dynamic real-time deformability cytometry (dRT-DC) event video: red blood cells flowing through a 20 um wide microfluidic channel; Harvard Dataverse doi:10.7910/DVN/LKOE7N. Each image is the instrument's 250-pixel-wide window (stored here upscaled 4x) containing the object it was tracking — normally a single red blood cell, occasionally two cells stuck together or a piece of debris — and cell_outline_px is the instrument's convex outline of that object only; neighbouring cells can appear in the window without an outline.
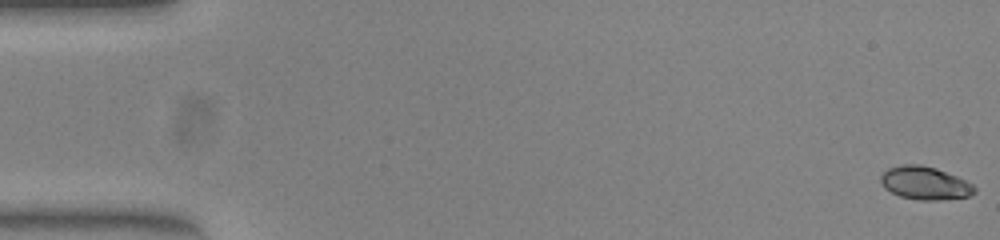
{"species": "common noctule bat (a hibernating species)", "species_latin": "Nyctalus noctula", "temperature_condition": "warm", "stored_images_in_passage": 53, "camera_frame_rate_fps": 3000, "um_per_image_px": 0.085, "animal": {"sex": "female", "body_mass_g": 23.0, "forearm_length_mm": 53.4}, "frame": {"image": 1, "passage_image": 1, "time_ms": 0.0, "image_size_px": [1000, 240], "cell_outline_px": [[976, 192], [972, 196], [940, 200], [920, 200], [900, 196], [884, 188], [880, 180], [880, 176], [888, 168], [904, 164], [920, 164], [936, 168], [956, 176], [972, 184], [976, 188]], "centroid_in_image_um": [78.63, 15.56], "position_along_channel_um": 6.4, "area_um2": 18.09}}
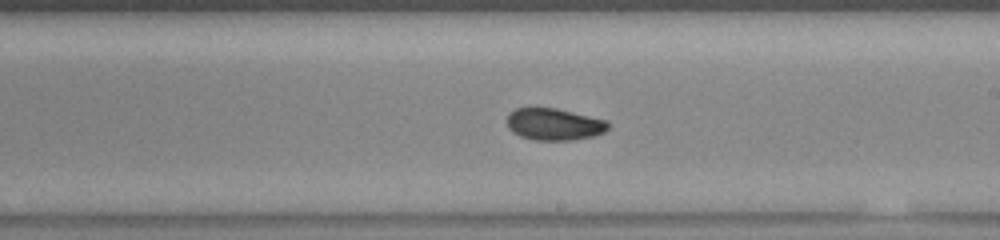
{"frame": {"image": 2, "passage_image": 31, "time_ms": 10.0, "image_size_px": [1000, 240], "cell_outline_px": [[608, 128], [604, 132], [596, 136], [572, 140], [536, 140], [520, 136], [512, 132], [508, 128], [508, 112], [516, 108], [556, 108], [608, 120]], "centroid_in_image_um": [47.11, 10.56], "position_along_channel_um": 241.9, "area_um2": 18.9}}
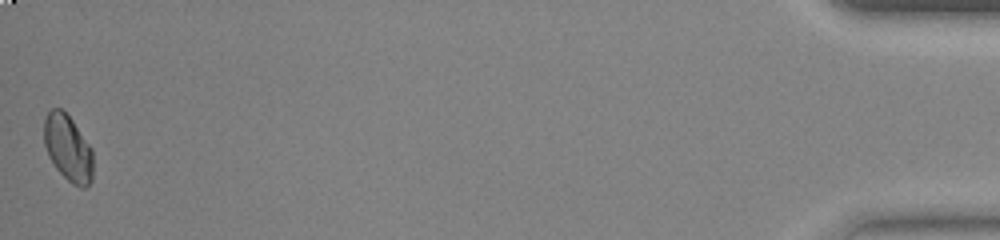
{"frame": {"image": 3, "passage_image": 53, "time_ms": 17.333, "image_size_px": [1000, 240], "cell_outline_px": [[92, 180], [84, 188], [80, 188], [72, 184], [56, 168], [48, 156], [44, 144], [44, 120], [48, 112], [52, 108], [60, 108], [72, 120], [92, 148]], "centroid_in_image_um": [5.77, 12.6], "position_along_channel_um": 429.4, "area_um2": 18.84}, "authors_computed_cell_mechanics": {"area_um2": 18.785, "velocity_mm_per_s": 3.9074, "shape_relaxation_time_tau1_ms": 9.0604, "shape_relaxation_time_tau2_ms": 3.1865, "deformation_change_tau1": 0.1763, "deformation_change_tau2": 0.0436}}